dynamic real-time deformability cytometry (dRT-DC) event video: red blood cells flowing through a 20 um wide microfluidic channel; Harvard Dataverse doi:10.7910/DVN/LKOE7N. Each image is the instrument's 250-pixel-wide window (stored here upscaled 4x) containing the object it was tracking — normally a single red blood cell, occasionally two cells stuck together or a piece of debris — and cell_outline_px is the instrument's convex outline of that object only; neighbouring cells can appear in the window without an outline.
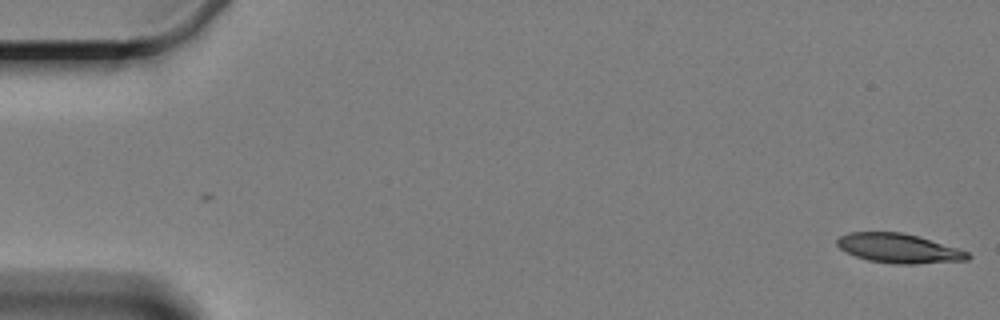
{"species": "Egyptian fruit bat (a non-hibernating species)", "species_latin": "Rousettus aegyptiacus", "temperature_condition": "cold", "stored_images_in_passage": 2, "camera_frame_rate_fps": 3000, "um_per_image_px": 0.085, "animal": {"sex": "female"}, "frame": {"image": 1, "passage_image": 2, "time_ms": 1.333, "image_size_px": [1000, 320], "cell_outline_px": [[972, 256], [968, 260], [916, 264], [896, 264], [868, 260], [856, 256], [840, 248], [836, 244], [836, 240], [840, 236], [848, 232], [900, 232], [916, 236], [956, 248], [968, 252]], "centroid_in_image_um": [76.38, 21.11], "position_along_channel_um": 8.6, "area_um2": 22.08}}